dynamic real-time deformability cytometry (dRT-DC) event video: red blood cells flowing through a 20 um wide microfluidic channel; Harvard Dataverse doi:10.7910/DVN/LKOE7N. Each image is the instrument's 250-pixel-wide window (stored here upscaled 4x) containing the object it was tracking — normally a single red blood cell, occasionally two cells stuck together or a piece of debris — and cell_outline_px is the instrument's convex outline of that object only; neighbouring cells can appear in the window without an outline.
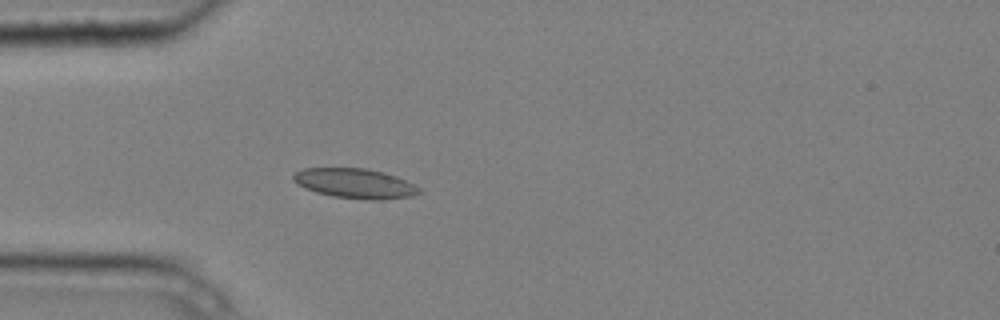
{"species": "common noctule bat (a hibernating species)", "species_latin": "Nyctalus noctula", "temperature_condition": "cold", "stored_images_in_passage": 4, "camera_frame_rate_fps": 3000, "um_per_image_px": 0.085, "animal": {"sex": "male", "body_mass_g": 20.4}, "frame": {"image": 1, "passage_image": 4, "time_ms": 1.0, "image_size_px": [1000, 320], "cell_outline_px": [[420, 192], [412, 196], [384, 200], [368, 200], [332, 196], [316, 192], [304, 188], [292, 180], [292, 176], [296, 172], [304, 168], [368, 168], [384, 172], [396, 176], [420, 188]], "centroid_in_image_um": [30.16, 15.59], "position_along_channel_um": 54.8, "area_um2": 21.91}}